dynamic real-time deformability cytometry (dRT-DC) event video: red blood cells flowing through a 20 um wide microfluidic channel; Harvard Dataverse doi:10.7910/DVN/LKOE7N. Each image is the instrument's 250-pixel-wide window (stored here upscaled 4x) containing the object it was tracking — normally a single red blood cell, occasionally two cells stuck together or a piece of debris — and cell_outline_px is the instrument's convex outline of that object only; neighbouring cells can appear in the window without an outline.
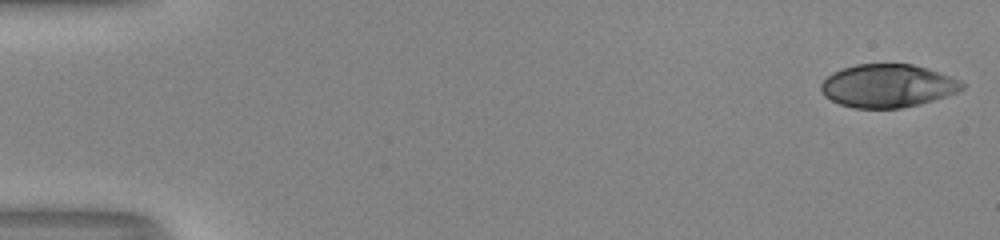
{"species": "human", "species_latin": "Homo sapiens", "temperature_condition": "room temperature", "stored_images_in_passage": 52, "camera_frame_rate_fps": 3000, "um_per_image_px": 0.085, "donor": {"sex": "male"}, "frame": {"image": 1, "passage_image": 1, "time_ms": 0.0, "image_size_px": [1000, 240], "cell_outline_px": [[964, 88], [960, 92], [920, 104], [900, 108], [852, 108], [840, 104], [824, 96], [820, 92], [820, 84], [832, 72], [856, 64], [912, 64], [960, 80], [964, 84]], "centroid_in_image_um": [75.43, 7.31], "position_along_channel_um": 9.6, "area_um2": 35.37}}
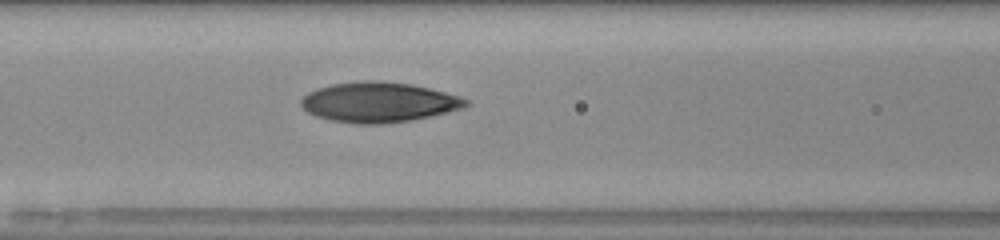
{"frame": {"image": 2, "passage_image": 23, "time_ms": 7.333, "image_size_px": [1000, 240], "cell_outline_px": [[472, 104], [464, 108], [448, 112], [412, 120], [384, 124], [356, 124], [332, 120], [316, 116], [308, 112], [300, 104], [300, 100], [308, 92], [316, 88], [332, 84], [360, 80], [380, 80], [408, 84], [428, 88], [460, 96], [468, 100]], "centroid_in_image_um": [32.2, 8.69], "position_along_channel_um": 134.4, "area_um2": 38.67}}
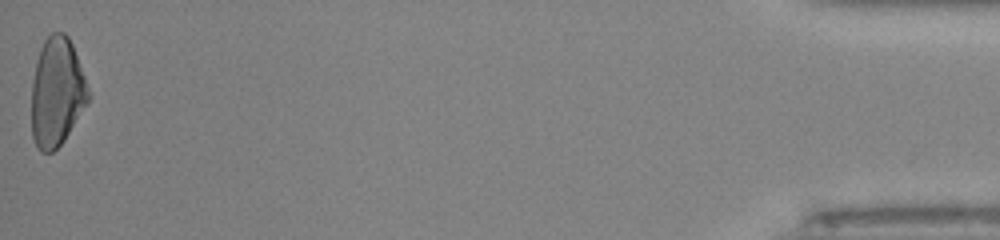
{"frame": {"image": 3, "passage_image": 52, "time_ms": 17.0, "image_size_px": [1000, 240], "cell_outline_px": [[92, 96], [64, 140], [52, 152], [40, 152], [36, 148], [32, 136], [32, 80], [36, 60], [40, 48], [44, 40], [52, 32], [64, 32], [68, 36], [72, 44]], "centroid_in_image_um": [4.83, 7.83], "position_along_channel_um": 430.4, "area_um2": 36.18}, "authors_computed_cell_mechanics": {"area_um2": 36.5585, "velocity_mm_per_s": 4.0794, "shape_relaxation_time_tau1_ms": 6.4549, "shape_relaxation_time_tau2_ms": 2.1739, "deformation_change_tau1": 0.2306, "deformation_change_tau2": 0.0834}}